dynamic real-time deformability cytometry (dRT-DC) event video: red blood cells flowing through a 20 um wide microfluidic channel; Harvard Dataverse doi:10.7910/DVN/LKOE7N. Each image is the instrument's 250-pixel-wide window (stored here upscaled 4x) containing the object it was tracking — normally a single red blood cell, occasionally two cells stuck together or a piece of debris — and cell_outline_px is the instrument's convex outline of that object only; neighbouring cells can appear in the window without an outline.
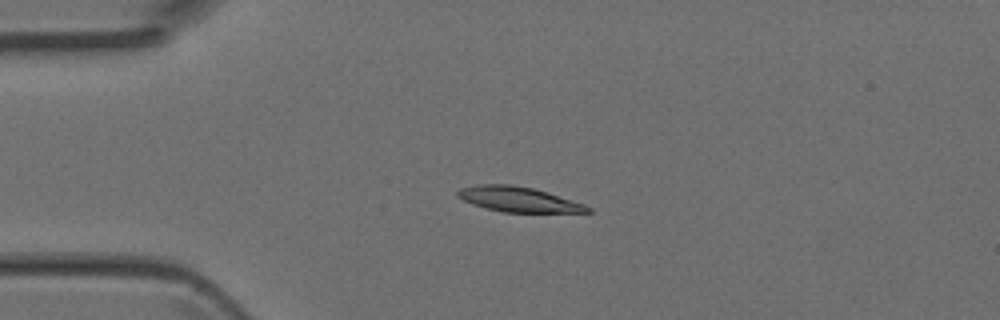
{"species": "Egyptian fruit bat (a non-hibernating species)", "species_latin": "Rousettus aegyptiacus", "temperature_condition": "room temperature", "stored_images_in_passage": 35, "camera_frame_rate_fps": 3000, "um_per_image_px": 0.085, "animal": {"sex": "female"}, "frame": {"image": 1, "passage_image": 1, "time_ms": 0.0, "image_size_px": [1000, 320], "cell_outline_px": [[592, 212], [504, 212], [472, 204], [456, 196], [456, 192], [460, 188], [476, 184], [512, 184], [532, 188], [584, 204], [592, 208]], "centroid_in_image_um": [44.02, 16.93], "position_along_channel_um": 41.0, "area_um2": 18.73}}
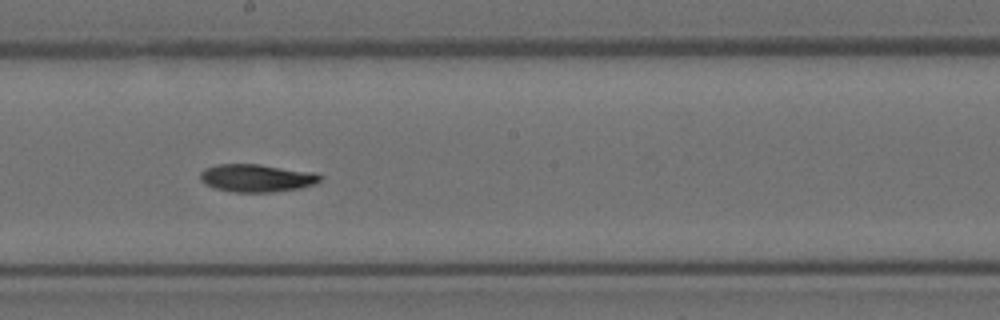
{"frame": {"image": 2, "passage_image": 15, "time_ms": 4.667, "image_size_px": [1000, 320], "cell_outline_px": [[324, 176], [316, 184], [300, 188], [272, 192], [232, 192], [216, 188], [204, 184], [200, 180], [200, 172], [204, 168], [216, 164], [260, 164], [316, 172]], "centroid_in_image_um": [21.83, 15.12], "position_along_channel_um": 226.4, "area_um2": 19.71}}
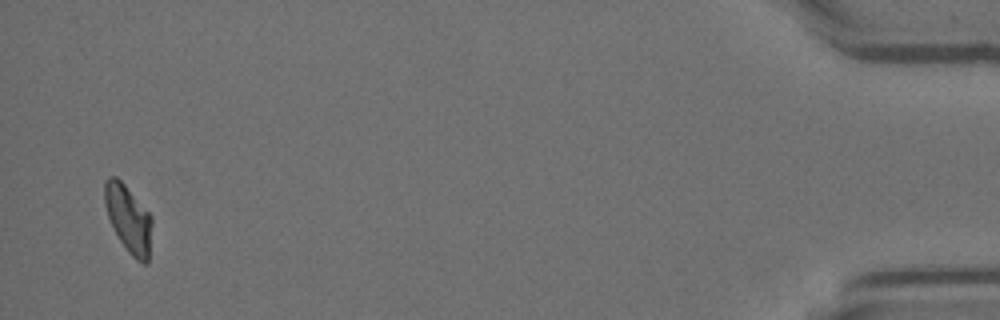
{"frame": {"image": 3, "passage_image": 34, "time_ms": 11.0, "image_size_px": [1000, 320], "cell_outline_px": [[152, 224], [148, 264], [144, 264], [136, 260], [128, 252], [120, 240], [108, 216], [104, 204], [104, 180], [108, 176], [116, 176], [124, 184], [152, 216]], "centroid_in_image_um": [10.92, 18.59], "position_along_channel_um": 424.3, "area_um2": 18.5}}